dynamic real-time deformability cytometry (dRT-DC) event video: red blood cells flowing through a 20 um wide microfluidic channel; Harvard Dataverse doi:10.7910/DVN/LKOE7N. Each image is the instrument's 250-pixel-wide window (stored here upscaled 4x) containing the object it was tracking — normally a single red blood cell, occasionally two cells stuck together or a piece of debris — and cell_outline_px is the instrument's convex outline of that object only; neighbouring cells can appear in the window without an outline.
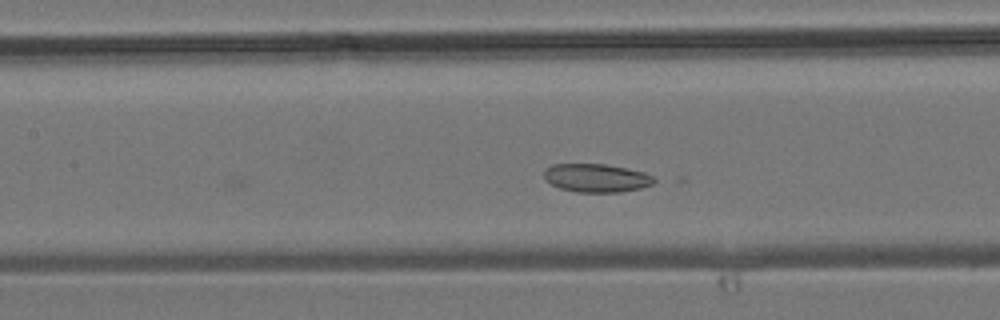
{"species": "common noctule bat (a hibernating species)", "species_latin": "Nyctalus noctula", "temperature_condition": "room temperature", "stored_images_in_passage": 14, "camera_frame_rate_fps": 3000, "um_per_image_px": 0.085, "animal": {"sex": "male", "body_mass_g": 19.2, "forearm_length_mm": 51.8}, "frame": {"image": 1, "passage_image": 14, "time_ms": 4.333, "image_size_px": [1000, 320], "cell_outline_px": [[660, 180], [652, 184], [640, 188], [620, 192], [576, 192], [560, 188], [544, 180], [544, 172], [552, 164], [604, 164], [644, 172], [656, 176]], "centroid_in_image_um": [50.74, 15.13], "position_along_channel_um": 156.7, "area_um2": 18.26}}